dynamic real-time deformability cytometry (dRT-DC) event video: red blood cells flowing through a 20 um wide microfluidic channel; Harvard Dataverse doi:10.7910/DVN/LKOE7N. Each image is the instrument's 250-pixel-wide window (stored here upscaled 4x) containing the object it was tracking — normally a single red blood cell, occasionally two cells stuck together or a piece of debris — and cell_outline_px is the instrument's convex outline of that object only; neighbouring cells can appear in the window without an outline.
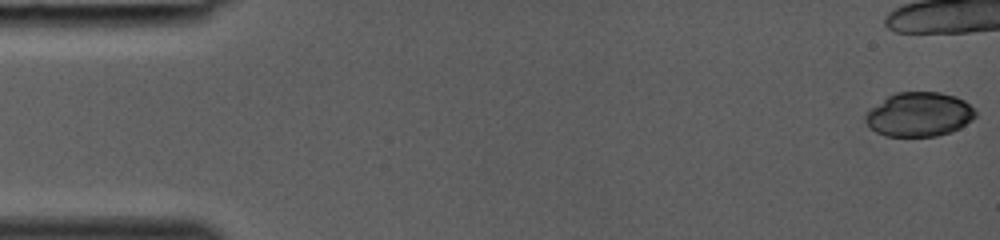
{"species": "common noctule bat (a hibernating species)", "species_latin": "Nyctalus noctula", "temperature_condition": "room temperature", "stored_images_in_passage": 11, "camera_frame_rate_fps": 3000, "um_per_image_px": 0.085, "animal": {"sex": "female", "body_mass_g": 19.0, "forearm_length_mm": 53.3}, "frame": {"image": 1, "passage_image": 1, "time_ms": 0.0, "image_size_px": [1000, 240], "cell_outline_px": [[976, 116], [972, 120], [960, 128], [952, 132], [936, 136], [884, 136], [876, 132], [864, 120], [864, 116], [872, 108], [888, 96], [896, 92], [940, 92], [956, 96], [964, 100], [976, 112]], "centroid_in_image_um": [78.15, 9.73], "position_along_channel_um": 6.9, "area_um2": 28.26}}